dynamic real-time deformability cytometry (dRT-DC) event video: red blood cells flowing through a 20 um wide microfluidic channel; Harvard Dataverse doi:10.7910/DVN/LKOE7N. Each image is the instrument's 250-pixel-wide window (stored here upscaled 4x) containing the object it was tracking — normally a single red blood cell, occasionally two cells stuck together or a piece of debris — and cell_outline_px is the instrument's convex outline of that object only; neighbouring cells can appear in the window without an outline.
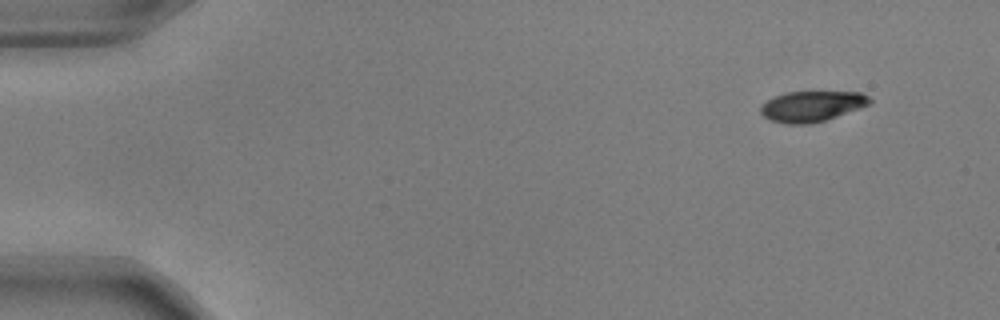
{"species": "common noctule bat (a hibernating species)", "species_latin": "Nyctalus noctula", "temperature_condition": "warm", "stored_images_in_passage": 14, "camera_frame_rate_fps": 3000, "um_per_image_px": 0.085, "animal": {"sex": "male", "body_mass_g": 17.9, "forearm_length_mm": 54.2}, "frame": {"image": 1, "passage_image": 1, "time_ms": 0.0, "image_size_px": [1000, 320], "cell_outline_px": [[872, 104], [824, 120], [808, 124], [788, 124], [772, 120], [764, 116], [760, 112], [760, 104], [772, 96], [784, 92], [860, 92], [868, 96], [872, 100]], "centroid_in_image_um": [68.98, 9.02], "position_along_channel_um": 16.0, "area_um2": 19.48}}
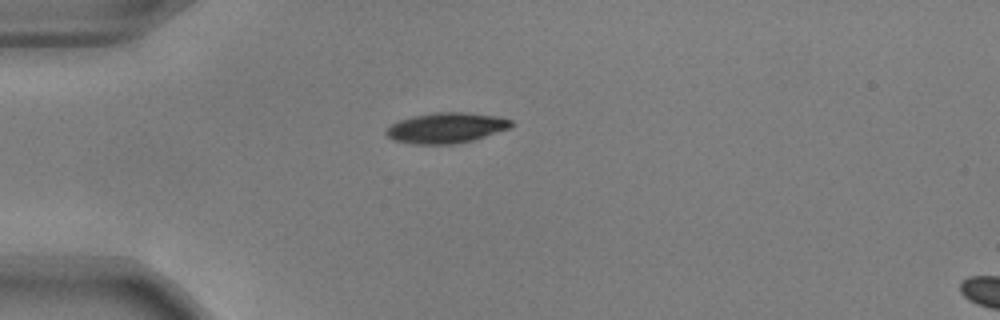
{"frame": {"image": 2, "passage_image": 11, "time_ms": 3.333, "image_size_px": [1000, 320], "cell_outline_px": [[516, 124], [512, 128], [472, 140], [456, 144], [412, 144], [392, 140], [384, 132], [392, 124], [400, 120], [416, 116], [436, 112], [464, 112], [500, 116], [512, 120]], "centroid_in_image_um": [37.99, 10.87], "position_along_channel_um": 47.0, "area_um2": 22.31}}